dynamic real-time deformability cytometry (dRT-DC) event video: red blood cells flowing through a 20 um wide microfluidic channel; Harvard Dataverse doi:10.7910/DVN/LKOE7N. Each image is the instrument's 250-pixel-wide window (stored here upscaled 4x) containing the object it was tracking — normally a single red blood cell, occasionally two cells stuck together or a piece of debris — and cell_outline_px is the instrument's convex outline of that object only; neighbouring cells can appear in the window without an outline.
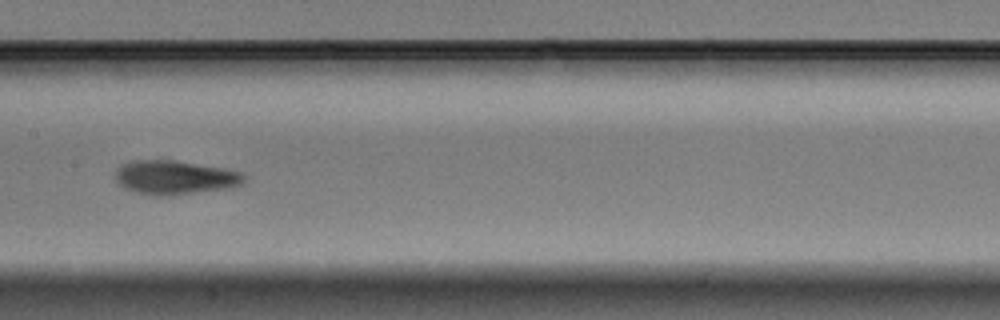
{"species": "Egyptian fruit bat (a non-hibernating species)", "species_latin": "Rousettus aegyptiacus", "temperature_condition": "warm", "stored_images_in_passage": 22, "camera_frame_rate_fps": 3000, "um_per_image_px": 0.085, "animal": {"sex": "male"}, "frame": {"image": 1, "passage_image": 13, "time_ms": 4.0, "image_size_px": [1000, 320], "cell_outline_px": [[244, 184], [228, 188], [168, 196], [156, 196], [124, 188], [116, 180], [116, 168], [120, 164], [132, 160], [176, 160], [224, 168], [240, 172], [244, 176]], "centroid_in_image_um": [14.85, 15.07], "position_along_channel_um": 192.5, "area_um2": 25.49}}
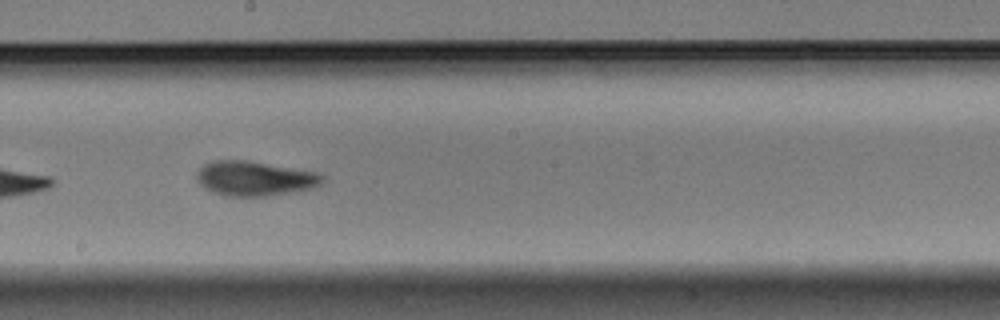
{"frame": {"image": 2, "passage_image": 16, "time_ms": 5.0, "image_size_px": [1000, 320], "cell_outline_px": [[324, 180], [320, 184], [312, 188], [296, 192], [264, 196], [224, 196], [212, 192], [204, 188], [200, 184], [196, 176], [196, 172], [204, 164], [212, 160], [248, 160], [316, 172], [324, 176]], "centroid_in_image_um": [21.63, 15.17], "position_along_channel_um": 226.6, "area_um2": 25.55}}